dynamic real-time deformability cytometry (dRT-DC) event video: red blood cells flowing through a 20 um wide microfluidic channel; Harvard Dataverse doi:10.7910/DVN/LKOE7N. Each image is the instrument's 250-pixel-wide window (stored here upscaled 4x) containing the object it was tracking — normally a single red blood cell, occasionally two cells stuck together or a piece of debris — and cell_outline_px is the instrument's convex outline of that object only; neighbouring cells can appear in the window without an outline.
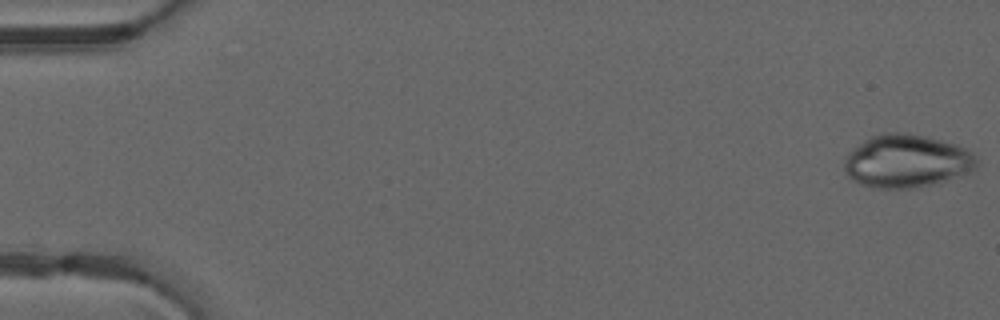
{"species": "common noctule bat (a hibernating species)", "species_latin": "Nyctalus noctula", "temperature_condition": "warm", "stored_images_in_passage": 49, "camera_frame_rate_fps": 3000, "um_per_image_px": 0.085, "animal": {"sex": "male", "forearm_length_mm": 52.5}, "frame": {"image": 1, "passage_image": 1, "time_ms": 0.0, "image_size_px": [1000, 320], "cell_outline_px": [[980, 160], [976, 168], [968, 172], [948, 180], [932, 184], [908, 188], [880, 188], [860, 184], [852, 180], [848, 176], [844, 168], [844, 160], [848, 152], [852, 148], [864, 140], [872, 136], [884, 132], [908, 132], [956, 144], [972, 152]], "centroid_in_image_um": [77.06, 13.68], "position_along_channel_um": 7.9, "area_um2": 41.04}}
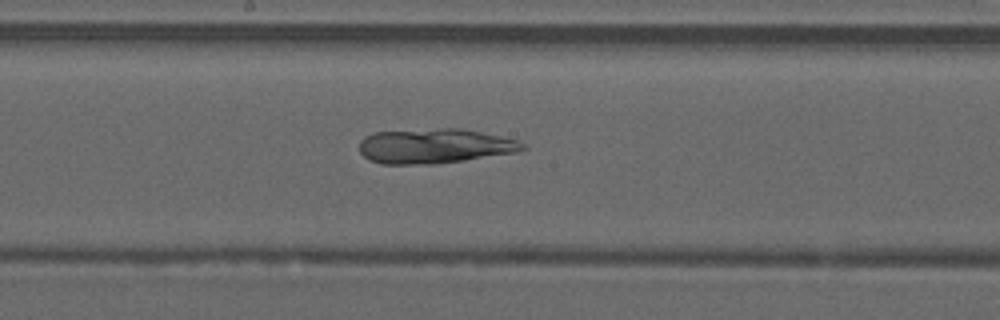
{"frame": {"image": 2, "passage_image": 27, "time_ms": 8.667, "image_size_px": [1000, 320], "cell_outline_px": [[528, 148], [520, 152], [464, 160], [432, 164], [380, 164], [368, 160], [360, 152], [360, 140], [364, 136], [372, 132], [440, 128], [464, 128], [520, 140], [528, 144]], "centroid_in_image_um": [37.0, 12.41], "position_along_channel_um": 211.2, "area_um2": 33.7}}
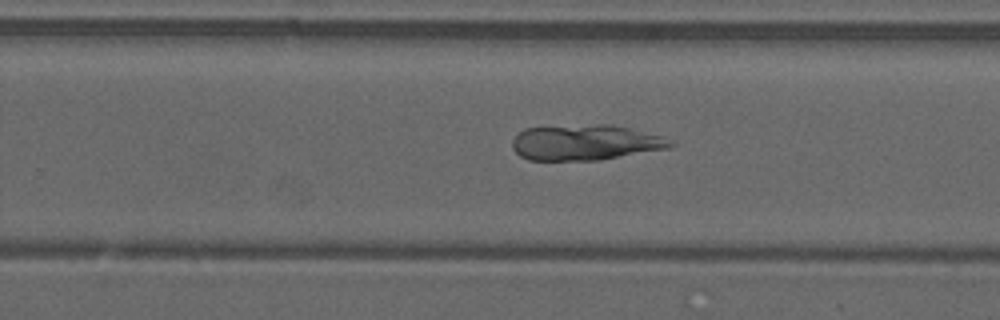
{"frame": {"image": 3, "passage_image": 32, "time_ms": 10.333, "image_size_px": [1000, 320], "cell_outline_px": [[676, 144], [672, 148], [596, 160], [528, 160], [520, 156], [512, 148], [512, 140], [524, 128], [596, 124], [612, 124], [660, 136], [672, 140]], "centroid_in_image_um": [49.76, 12.11], "position_along_channel_um": 280.0, "area_um2": 32.66}}